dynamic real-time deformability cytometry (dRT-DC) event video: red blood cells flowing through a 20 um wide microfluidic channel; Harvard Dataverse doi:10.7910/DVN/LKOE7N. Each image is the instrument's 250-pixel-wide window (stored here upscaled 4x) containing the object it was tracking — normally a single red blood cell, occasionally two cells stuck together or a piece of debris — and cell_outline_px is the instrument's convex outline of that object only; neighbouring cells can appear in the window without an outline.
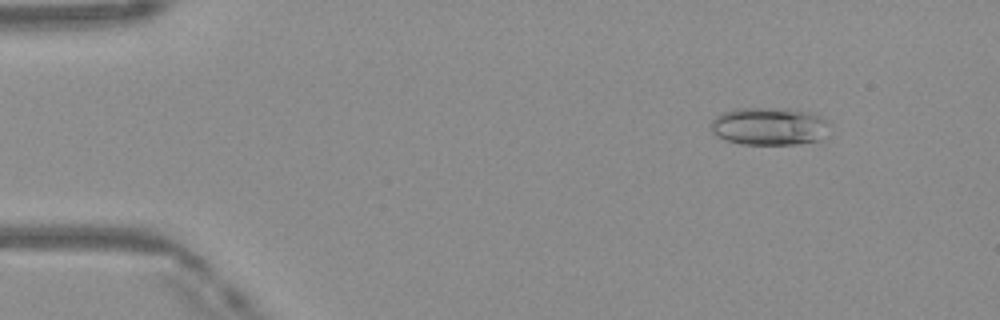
{"species": "Egyptian fruit bat (a non-hibernating species)", "species_latin": "Rousettus aegyptiacus", "temperature_condition": "warm", "stored_images_in_passage": 13, "camera_frame_rate_fps": 3000, "um_per_image_px": 0.085, "frame": {"image": 1, "passage_image": 6, "time_ms": 1.667, "image_size_px": [1000, 320], "cell_outline_px": [[820, 140], [796, 144], [740, 144], [724, 140], [716, 136], [712, 132], [712, 120], [716, 116], [724, 112], [736, 108], [788, 108], [808, 112], [820, 116]], "centroid_in_image_um": [65.2, 10.73], "position_along_channel_um": 19.8, "area_um2": 25.26}}